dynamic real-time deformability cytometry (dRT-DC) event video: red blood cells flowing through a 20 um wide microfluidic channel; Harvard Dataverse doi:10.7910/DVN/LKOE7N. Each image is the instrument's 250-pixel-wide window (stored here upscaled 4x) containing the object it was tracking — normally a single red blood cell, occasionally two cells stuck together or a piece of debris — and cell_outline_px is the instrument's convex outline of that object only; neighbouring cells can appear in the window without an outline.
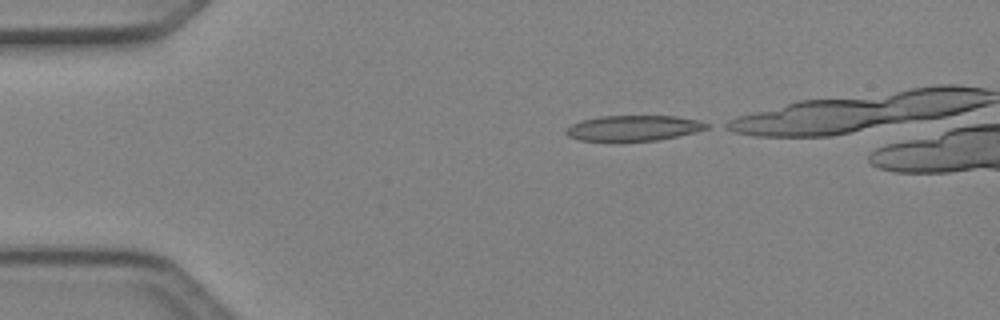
{"species": "Egyptian fruit bat (a non-hibernating species)", "species_latin": "Rousettus aegyptiacus", "temperature_condition": "cold", "stored_images_in_passage": 5, "camera_frame_rate_fps": 3000, "um_per_image_px": 0.085, "animal": {"sex": "female"}, "frame": {"image": 1, "passage_image": 1, "time_ms": 0.0, "image_size_px": [1000, 320], "cell_outline_px": [[708, 128], [676, 136], [656, 140], [580, 140], [568, 136], [564, 132], [572, 124], [580, 120], [600, 116], [676, 116], [700, 120], [708, 124]], "centroid_in_image_um": [53.83, 10.86], "position_along_channel_um": 31.2, "area_um2": 20.46}}